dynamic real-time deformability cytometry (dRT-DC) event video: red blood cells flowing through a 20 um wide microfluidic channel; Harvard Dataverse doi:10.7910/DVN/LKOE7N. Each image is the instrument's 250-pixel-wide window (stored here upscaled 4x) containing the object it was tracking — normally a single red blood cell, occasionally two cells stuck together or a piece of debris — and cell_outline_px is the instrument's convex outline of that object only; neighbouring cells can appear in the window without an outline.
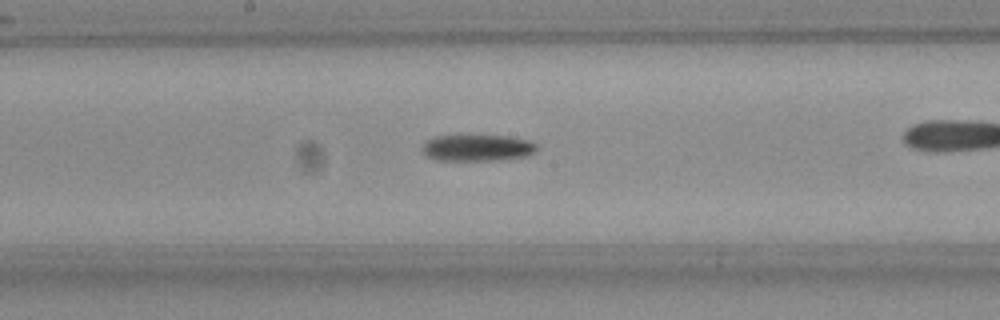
{"species": "Egyptian fruit bat (a non-hibernating species)", "species_latin": "Rousettus aegyptiacus", "temperature_condition": "room temperature", "stored_images_in_passage": 26, "camera_frame_rate_fps": 3000, "um_per_image_px": 0.085, "frame": {"image": 1, "passage_image": 12, "time_ms": 3.667, "image_size_px": [1000, 320], "cell_outline_px": [[536, 148], [528, 156], [496, 160], [436, 160], [428, 156], [424, 152], [424, 144], [428, 140], [436, 136], [508, 136], [528, 140], [536, 144]], "centroid_in_image_um": [40.6, 12.57], "position_along_channel_um": 207.6, "area_um2": 17.28}}
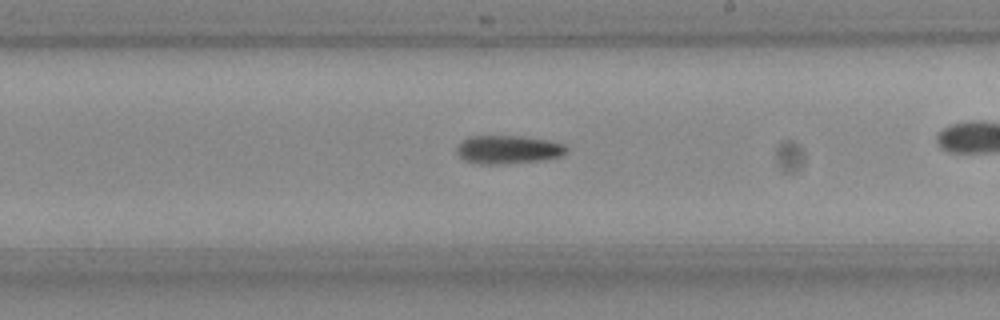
{"frame": {"image": 2, "passage_image": 15, "time_ms": 4.667, "image_size_px": [1000, 320], "cell_outline_px": [[568, 148], [560, 156], [540, 160], [496, 164], [480, 164], [464, 160], [456, 152], [456, 148], [464, 140], [472, 136], [520, 136], [548, 140], [564, 144]], "centroid_in_image_um": [43.17, 12.71], "position_along_channel_um": 245.8, "area_um2": 17.8}}